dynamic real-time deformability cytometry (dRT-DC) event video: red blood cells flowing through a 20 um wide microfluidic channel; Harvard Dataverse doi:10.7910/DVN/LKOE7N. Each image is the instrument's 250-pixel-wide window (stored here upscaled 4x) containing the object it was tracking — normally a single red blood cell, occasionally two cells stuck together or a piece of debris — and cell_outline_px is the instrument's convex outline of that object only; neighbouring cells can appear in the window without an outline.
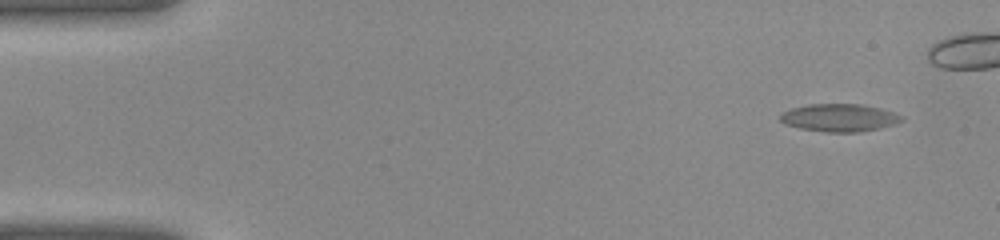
{"species": "common noctule bat (a hibernating species)", "species_latin": "Nyctalus noctula", "temperature_condition": "warm", "stored_images_in_passage": 34, "camera_frame_rate_fps": 3000, "um_per_image_px": 0.085, "animal": {"sex": "female", "body_mass_g": 22.0, "forearm_length_mm": 56.7}, "frame": {"image": 1, "passage_image": 3, "time_ms": 0.667, "image_size_px": [1000, 240], "cell_outline_px": [[904, 120], [896, 124], [880, 128], [860, 132], [824, 132], [800, 128], [784, 124], [780, 120], [780, 112], [792, 108], [808, 104], [860, 104], [880, 108], [904, 116]], "centroid_in_image_um": [71.35, 10.01], "position_along_channel_um": 13.7, "area_um2": 19.77}}
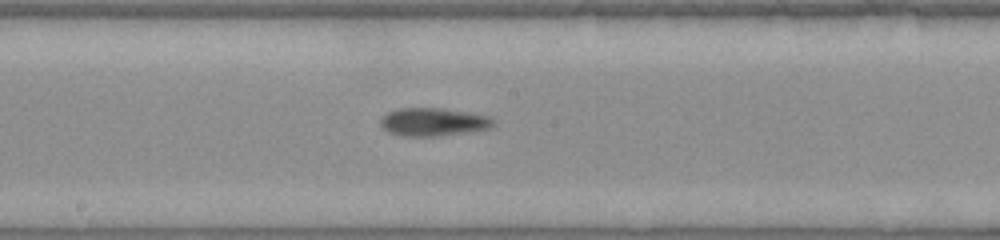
{"frame": {"image": 2, "passage_image": 22, "time_ms": 7.0, "image_size_px": [1000, 240], "cell_outline_px": [[496, 124], [492, 128], [468, 132], [436, 136], [404, 136], [388, 132], [380, 124], [380, 120], [388, 112], [400, 108], [444, 108], [468, 112], [488, 116], [496, 120]], "centroid_in_image_um": [36.88, 10.36], "position_along_channel_um": 211.3, "area_um2": 18.55}}
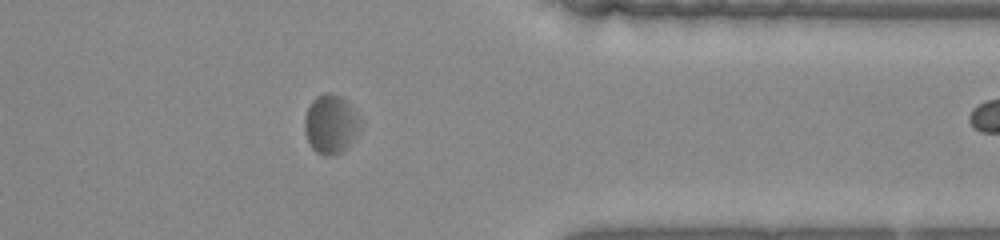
{"frame": {"image": 3, "passage_image": 33, "time_ms": 10.667, "image_size_px": [1000, 240], "cell_outline_px": [[360, 128], [356, 136], [340, 152], [332, 156], [324, 156], [316, 152], [312, 148], [304, 132], [304, 120], [308, 108], [312, 100], [316, 96], [324, 92], [332, 92], [340, 96], [352, 108], [360, 120]], "centroid_in_image_um": [28.08, 10.55], "position_along_channel_um": 383.3, "area_um2": 18.96}}